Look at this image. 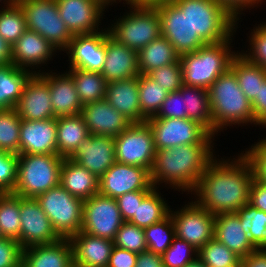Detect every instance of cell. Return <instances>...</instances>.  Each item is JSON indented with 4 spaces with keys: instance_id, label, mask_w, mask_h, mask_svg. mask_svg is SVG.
I'll return each mask as SVG.
<instances>
[{
    "instance_id": "cell-17",
    "label": "cell",
    "mask_w": 266,
    "mask_h": 267,
    "mask_svg": "<svg viewBox=\"0 0 266 267\" xmlns=\"http://www.w3.org/2000/svg\"><path fill=\"white\" fill-rule=\"evenodd\" d=\"M108 35V28L96 33L74 35L64 50L68 51L69 68L101 73L106 57L105 38Z\"/></svg>"
},
{
    "instance_id": "cell-53",
    "label": "cell",
    "mask_w": 266,
    "mask_h": 267,
    "mask_svg": "<svg viewBox=\"0 0 266 267\" xmlns=\"http://www.w3.org/2000/svg\"><path fill=\"white\" fill-rule=\"evenodd\" d=\"M150 191L151 190H136L116 198L118 208L124 221H129L133 217L138 208V203H140Z\"/></svg>"
},
{
    "instance_id": "cell-8",
    "label": "cell",
    "mask_w": 266,
    "mask_h": 267,
    "mask_svg": "<svg viewBox=\"0 0 266 267\" xmlns=\"http://www.w3.org/2000/svg\"><path fill=\"white\" fill-rule=\"evenodd\" d=\"M21 7L27 29L48 40L57 50L67 48L73 38L61 19L55 0H16Z\"/></svg>"
},
{
    "instance_id": "cell-52",
    "label": "cell",
    "mask_w": 266,
    "mask_h": 267,
    "mask_svg": "<svg viewBox=\"0 0 266 267\" xmlns=\"http://www.w3.org/2000/svg\"><path fill=\"white\" fill-rule=\"evenodd\" d=\"M22 247L17 240L0 239V267H21Z\"/></svg>"
},
{
    "instance_id": "cell-12",
    "label": "cell",
    "mask_w": 266,
    "mask_h": 267,
    "mask_svg": "<svg viewBox=\"0 0 266 267\" xmlns=\"http://www.w3.org/2000/svg\"><path fill=\"white\" fill-rule=\"evenodd\" d=\"M123 222L116 199L97 193L84 200L82 232L114 240Z\"/></svg>"
},
{
    "instance_id": "cell-3",
    "label": "cell",
    "mask_w": 266,
    "mask_h": 267,
    "mask_svg": "<svg viewBox=\"0 0 266 267\" xmlns=\"http://www.w3.org/2000/svg\"><path fill=\"white\" fill-rule=\"evenodd\" d=\"M208 92L213 135L227 126L254 124L251 102L242 92L237 77L230 68L217 78Z\"/></svg>"
},
{
    "instance_id": "cell-14",
    "label": "cell",
    "mask_w": 266,
    "mask_h": 267,
    "mask_svg": "<svg viewBox=\"0 0 266 267\" xmlns=\"http://www.w3.org/2000/svg\"><path fill=\"white\" fill-rule=\"evenodd\" d=\"M159 14L161 36L165 37L181 56L206 45L191 29V23L172 1L154 6Z\"/></svg>"
},
{
    "instance_id": "cell-66",
    "label": "cell",
    "mask_w": 266,
    "mask_h": 267,
    "mask_svg": "<svg viewBox=\"0 0 266 267\" xmlns=\"http://www.w3.org/2000/svg\"><path fill=\"white\" fill-rule=\"evenodd\" d=\"M68 267H79V266L76 265L74 262H72Z\"/></svg>"
},
{
    "instance_id": "cell-47",
    "label": "cell",
    "mask_w": 266,
    "mask_h": 267,
    "mask_svg": "<svg viewBox=\"0 0 266 267\" xmlns=\"http://www.w3.org/2000/svg\"><path fill=\"white\" fill-rule=\"evenodd\" d=\"M194 254V256H192ZM198 250L188 242L175 237L162 254L164 267H184L197 257Z\"/></svg>"
},
{
    "instance_id": "cell-35",
    "label": "cell",
    "mask_w": 266,
    "mask_h": 267,
    "mask_svg": "<svg viewBox=\"0 0 266 267\" xmlns=\"http://www.w3.org/2000/svg\"><path fill=\"white\" fill-rule=\"evenodd\" d=\"M179 92L182 94L187 118L197 121L213 134L209 92L201 87L183 85Z\"/></svg>"
},
{
    "instance_id": "cell-41",
    "label": "cell",
    "mask_w": 266,
    "mask_h": 267,
    "mask_svg": "<svg viewBox=\"0 0 266 267\" xmlns=\"http://www.w3.org/2000/svg\"><path fill=\"white\" fill-rule=\"evenodd\" d=\"M27 30L24 13L15 2L0 10V36L11 46Z\"/></svg>"
},
{
    "instance_id": "cell-4",
    "label": "cell",
    "mask_w": 266,
    "mask_h": 267,
    "mask_svg": "<svg viewBox=\"0 0 266 267\" xmlns=\"http://www.w3.org/2000/svg\"><path fill=\"white\" fill-rule=\"evenodd\" d=\"M171 1L188 16L192 31L205 44L221 43L234 36L240 19L216 0Z\"/></svg>"
},
{
    "instance_id": "cell-46",
    "label": "cell",
    "mask_w": 266,
    "mask_h": 267,
    "mask_svg": "<svg viewBox=\"0 0 266 267\" xmlns=\"http://www.w3.org/2000/svg\"><path fill=\"white\" fill-rule=\"evenodd\" d=\"M147 76L168 93L179 91L184 85L180 59L175 63L150 71Z\"/></svg>"
},
{
    "instance_id": "cell-54",
    "label": "cell",
    "mask_w": 266,
    "mask_h": 267,
    "mask_svg": "<svg viewBox=\"0 0 266 267\" xmlns=\"http://www.w3.org/2000/svg\"><path fill=\"white\" fill-rule=\"evenodd\" d=\"M137 256L135 252L114 246L107 267H135Z\"/></svg>"
},
{
    "instance_id": "cell-33",
    "label": "cell",
    "mask_w": 266,
    "mask_h": 267,
    "mask_svg": "<svg viewBox=\"0 0 266 267\" xmlns=\"http://www.w3.org/2000/svg\"><path fill=\"white\" fill-rule=\"evenodd\" d=\"M180 59L174 46L163 36L151 41L138 51V67L141 74L170 65Z\"/></svg>"
},
{
    "instance_id": "cell-34",
    "label": "cell",
    "mask_w": 266,
    "mask_h": 267,
    "mask_svg": "<svg viewBox=\"0 0 266 267\" xmlns=\"http://www.w3.org/2000/svg\"><path fill=\"white\" fill-rule=\"evenodd\" d=\"M230 69L235 73L242 92L252 102L258 97L261 83L266 79V69L251 63L238 51L231 61Z\"/></svg>"
},
{
    "instance_id": "cell-50",
    "label": "cell",
    "mask_w": 266,
    "mask_h": 267,
    "mask_svg": "<svg viewBox=\"0 0 266 267\" xmlns=\"http://www.w3.org/2000/svg\"><path fill=\"white\" fill-rule=\"evenodd\" d=\"M243 154L251 163L254 178L266 185V137L256 144L252 145L249 150L243 151Z\"/></svg>"
},
{
    "instance_id": "cell-31",
    "label": "cell",
    "mask_w": 266,
    "mask_h": 267,
    "mask_svg": "<svg viewBox=\"0 0 266 267\" xmlns=\"http://www.w3.org/2000/svg\"><path fill=\"white\" fill-rule=\"evenodd\" d=\"M57 154L69 158L83 140L90 135L81 114L56 117Z\"/></svg>"
},
{
    "instance_id": "cell-37",
    "label": "cell",
    "mask_w": 266,
    "mask_h": 267,
    "mask_svg": "<svg viewBox=\"0 0 266 267\" xmlns=\"http://www.w3.org/2000/svg\"><path fill=\"white\" fill-rule=\"evenodd\" d=\"M154 187L140 203L133 217L128 221L141 228L149 227L150 225L164 219L170 211V206L164 201L159 192Z\"/></svg>"
},
{
    "instance_id": "cell-29",
    "label": "cell",
    "mask_w": 266,
    "mask_h": 267,
    "mask_svg": "<svg viewBox=\"0 0 266 267\" xmlns=\"http://www.w3.org/2000/svg\"><path fill=\"white\" fill-rule=\"evenodd\" d=\"M214 238L241 259L257 250L242 228L240 217L236 213L215 215Z\"/></svg>"
},
{
    "instance_id": "cell-26",
    "label": "cell",
    "mask_w": 266,
    "mask_h": 267,
    "mask_svg": "<svg viewBox=\"0 0 266 267\" xmlns=\"http://www.w3.org/2000/svg\"><path fill=\"white\" fill-rule=\"evenodd\" d=\"M37 73L49 86L52 108L55 117L76 115L81 113L82 102L77 94L72 77L64 74L42 72ZM51 73V74H50ZM56 74V75H55Z\"/></svg>"
},
{
    "instance_id": "cell-42",
    "label": "cell",
    "mask_w": 266,
    "mask_h": 267,
    "mask_svg": "<svg viewBox=\"0 0 266 267\" xmlns=\"http://www.w3.org/2000/svg\"><path fill=\"white\" fill-rule=\"evenodd\" d=\"M147 250L163 254L175 238V229L170 214L164 219L144 228Z\"/></svg>"
},
{
    "instance_id": "cell-23",
    "label": "cell",
    "mask_w": 266,
    "mask_h": 267,
    "mask_svg": "<svg viewBox=\"0 0 266 267\" xmlns=\"http://www.w3.org/2000/svg\"><path fill=\"white\" fill-rule=\"evenodd\" d=\"M56 51L57 49L48 40L27 29L11 46V61L16 67L28 71H31L29 68L33 66L32 73L37 74L38 72L33 71L34 67L46 64Z\"/></svg>"
},
{
    "instance_id": "cell-48",
    "label": "cell",
    "mask_w": 266,
    "mask_h": 267,
    "mask_svg": "<svg viewBox=\"0 0 266 267\" xmlns=\"http://www.w3.org/2000/svg\"><path fill=\"white\" fill-rule=\"evenodd\" d=\"M260 25L258 27L255 26L256 28L251 32V38L249 36V45H251L250 52L246 51L243 53L241 51V55L251 63L266 69V23H260ZM247 52L249 53L247 54Z\"/></svg>"
},
{
    "instance_id": "cell-59",
    "label": "cell",
    "mask_w": 266,
    "mask_h": 267,
    "mask_svg": "<svg viewBox=\"0 0 266 267\" xmlns=\"http://www.w3.org/2000/svg\"><path fill=\"white\" fill-rule=\"evenodd\" d=\"M240 267H266V250H255L241 259Z\"/></svg>"
},
{
    "instance_id": "cell-61",
    "label": "cell",
    "mask_w": 266,
    "mask_h": 267,
    "mask_svg": "<svg viewBox=\"0 0 266 267\" xmlns=\"http://www.w3.org/2000/svg\"><path fill=\"white\" fill-rule=\"evenodd\" d=\"M129 6H155L163 2H169L171 0H124Z\"/></svg>"
},
{
    "instance_id": "cell-58",
    "label": "cell",
    "mask_w": 266,
    "mask_h": 267,
    "mask_svg": "<svg viewBox=\"0 0 266 267\" xmlns=\"http://www.w3.org/2000/svg\"><path fill=\"white\" fill-rule=\"evenodd\" d=\"M135 267H164L162 255L149 250L138 254Z\"/></svg>"
},
{
    "instance_id": "cell-22",
    "label": "cell",
    "mask_w": 266,
    "mask_h": 267,
    "mask_svg": "<svg viewBox=\"0 0 266 267\" xmlns=\"http://www.w3.org/2000/svg\"><path fill=\"white\" fill-rule=\"evenodd\" d=\"M19 154H57L56 118L22 120Z\"/></svg>"
},
{
    "instance_id": "cell-21",
    "label": "cell",
    "mask_w": 266,
    "mask_h": 267,
    "mask_svg": "<svg viewBox=\"0 0 266 267\" xmlns=\"http://www.w3.org/2000/svg\"><path fill=\"white\" fill-rule=\"evenodd\" d=\"M80 114L92 135L116 137L132 124L106 99L83 105Z\"/></svg>"
},
{
    "instance_id": "cell-27",
    "label": "cell",
    "mask_w": 266,
    "mask_h": 267,
    "mask_svg": "<svg viewBox=\"0 0 266 267\" xmlns=\"http://www.w3.org/2000/svg\"><path fill=\"white\" fill-rule=\"evenodd\" d=\"M73 262L69 238L22 249L21 267H68Z\"/></svg>"
},
{
    "instance_id": "cell-15",
    "label": "cell",
    "mask_w": 266,
    "mask_h": 267,
    "mask_svg": "<svg viewBox=\"0 0 266 267\" xmlns=\"http://www.w3.org/2000/svg\"><path fill=\"white\" fill-rule=\"evenodd\" d=\"M20 219V236L17 241L22 249L61 239L36 198L20 196Z\"/></svg>"
},
{
    "instance_id": "cell-24",
    "label": "cell",
    "mask_w": 266,
    "mask_h": 267,
    "mask_svg": "<svg viewBox=\"0 0 266 267\" xmlns=\"http://www.w3.org/2000/svg\"><path fill=\"white\" fill-rule=\"evenodd\" d=\"M106 57L101 74L109 83L135 78L141 73L138 67V51L118 43L108 35L105 38Z\"/></svg>"
},
{
    "instance_id": "cell-51",
    "label": "cell",
    "mask_w": 266,
    "mask_h": 267,
    "mask_svg": "<svg viewBox=\"0 0 266 267\" xmlns=\"http://www.w3.org/2000/svg\"><path fill=\"white\" fill-rule=\"evenodd\" d=\"M184 99L179 91L169 93L157 114L151 118H187Z\"/></svg>"
},
{
    "instance_id": "cell-7",
    "label": "cell",
    "mask_w": 266,
    "mask_h": 267,
    "mask_svg": "<svg viewBox=\"0 0 266 267\" xmlns=\"http://www.w3.org/2000/svg\"><path fill=\"white\" fill-rule=\"evenodd\" d=\"M130 12L108 28L118 43L136 51L161 36L160 19L154 6H130Z\"/></svg>"
},
{
    "instance_id": "cell-39",
    "label": "cell",
    "mask_w": 266,
    "mask_h": 267,
    "mask_svg": "<svg viewBox=\"0 0 266 267\" xmlns=\"http://www.w3.org/2000/svg\"><path fill=\"white\" fill-rule=\"evenodd\" d=\"M138 90L141 115L147 120L157 114L169 93L146 74L138 76Z\"/></svg>"
},
{
    "instance_id": "cell-64",
    "label": "cell",
    "mask_w": 266,
    "mask_h": 267,
    "mask_svg": "<svg viewBox=\"0 0 266 267\" xmlns=\"http://www.w3.org/2000/svg\"><path fill=\"white\" fill-rule=\"evenodd\" d=\"M104 6L112 5L114 2L116 3V0H99ZM119 1V0H118ZM120 0L119 2H121ZM124 1V0H123ZM113 2V3H112ZM111 3V4H110Z\"/></svg>"
},
{
    "instance_id": "cell-13",
    "label": "cell",
    "mask_w": 266,
    "mask_h": 267,
    "mask_svg": "<svg viewBox=\"0 0 266 267\" xmlns=\"http://www.w3.org/2000/svg\"><path fill=\"white\" fill-rule=\"evenodd\" d=\"M169 214L175 229V237L184 240L199 250L214 238L215 215L200 207L195 201L186 204L180 211Z\"/></svg>"
},
{
    "instance_id": "cell-11",
    "label": "cell",
    "mask_w": 266,
    "mask_h": 267,
    "mask_svg": "<svg viewBox=\"0 0 266 267\" xmlns=\"http://www.w3.org/2000/svg\"><path fill=\"white\" fill-rule=\"evenodd\" d=\"M116 162L140 166L151 171L155 159L152 130L147 122L132 123L114 137Z\"/></svg>"
},
{
    "instance_id": "cell-32",
    "label": "cell",
    "mask_w": 266,
    "mask_h": 267,
    "mask_svg": "<svg viewBox=\"0 0 266 267\" xmlns=\"http://www.w3.org/2000/svg\"><path fill=\"white\" fill-rule=\"evenodd\" d=\"M32 71L14 64L0 65V109L15 108Z\"/></svg>"
},
{
    "instance_id": "cell-25",
    "label": "cell",
    "mask_w": 266,
    "mask_h": 267,
    "mask_svg": "<svg viewBox=\"0 0 266 267\" xmlns=\"http://www.w3.org/2000/svg\"><path fill=\"white\" fill-rule=\"evenodd\" d=\"M73 262L79 267H107L113 240L78 232L70 238Z\"/></svg>"
},
{
    "instance_id": "cell-5",
    "label": "cell",
    "mask_w": 266,
    "mask_h": 267,
    "mask_svg": "<svg viewBox=\"0 0 266 267\" xmlns=\"http://www.w3.org/2000/svg\"><path fill=\"white\" fill-rule=\"evenodd\" d=\"M231 42L232 38L221 43L206 44L194 52L181 55L183 84L208 90L230 68L237 54L231 51Z\"/></svg>"
},
{
    "instance_id": "cell-28",
    "label": "cell",
    "mask_w": 266,
    "mask_h": 267,
    "mask_svg": "<svg viewBox=\"0 0 266 267\" xmlns=\"http://www.w3.org/2000/svg\"><path fill=\"white\" fill-rule=\"evenodd\" d=\"M105 99L132 123L146 122L141 115L138 77L109 82Z\"/></svg>"
},
{
    "instance_id": "cell-6",
    "label": "cell",
    "mask_w": 266,
    "mask_h": 267,
    "mask_svg": "<svg viewBox=\"0 0 266 267\" xmlns=\"http://www.w3.org/2000/svg\"><path fill=\"white\" fill-rule=\"evenodd\" d=\"M17 158L14 194L36 198L60 184L63 157L58 154H19Z\"/></svg>"
},
{
    "instance_id": "cell-45",
    "label": "cell",
    "mask_w": 266,
    "mask_h": 267,
    "mask_svg": "<svg viewBox=\"0 0 266 267\" xmlns=\"http://www.w3.org/2000/svg\"><path fill=\"white\" fill-rule=\"evenodd\" d=\"M113 242L114 246L137 254L147 250L144 228L128 221L122 223Z\"/></svg>"
},
{
    "instance_id": "cell-43",
    "label": "cell",
    "mask_w": 266,
    "mask_h": 267,
    "mask_svg": "<svg viewBox=\"0 0 266 267\" xmlns=\"http://www.w3.org/2000/svg\"><path fill=\"white\" fill-rule=\"evenodd\" d=\"M197 256L206 266L240 267L241 258L215 238L198 250Z\"/></svg>"
},
{
    "instance_id": "cell-36",
    "label": "cell",
    "mask_w": 266,
    "mask_h": 267,
    "mask_svg": "<svg viewBox=\"0 0 266 267\" xmlns=\"http://www.w3.org/2000/svg\"><path fill=\"white\" fill-rule=\"evenodd\" d=\"M77 94L83 105L105 99L108 82L100 72L69 69Z\"/></svg>"
},
{
    "instance_id": "cell-57",
    "label": "cell",
    "mask_w": 266,
    "mask_h": 267,
    "mask_svg": "<svg viewBox=\"0 0 266 267\" xmlns=\"http://www.w3.org/2000/svg\"><path fill=\"white\" fill-rule=\"evenodd\" d=\"M219 4L226 7L237 19L243 10L251 8L253 5L261 4L262 0H216ZM256 4V5H255ZM239 14V15H238Z\"/></svg>"
},
{
    "instance_id": "cell-10",
    "label": "cell",
    "mask_w": 266,
    "mask_h": 267,
    "mask_svg": "<svg viewBox=\"0 0 266 267\" xmlns=\"http://www.w3.org/2000/svg\"><path fill=\"white\" fill-rule=\"evenodd\" d=\"M146 122L152 130L156 150L186 144L213 143L215 136L203 125L188 118H148Z\"/></svg>"
},
{
    "instance_id": "cell-49",
    "label": "cell",
    "mask_w": 266,
    "mask_h": 267,
    "mask_svg": "<svg viewBox=\"0 0 266 267\" xmlns=\"http://www.w3.org/2000/svg\"><path fill=\"white\" fill-rule=\"evenodd\" d=\"M17 155L0 149V193L13 192L17 182Z\"/></svg>"
},
{
    "instance_id": "cell-19",
    "label": "cell",
    "mask_w": 266,
    "mask_h": 267,
    "mask_svg": "<svg viewBox=\"0 0 266 267\" xmlns=\"http://www.w3.org/2000/svg\"><path fill=\"white\" fill-rule=\"evenodd\" d=\"M69 159L100 178L116 162L114 137L90 134Z\"/></svg>"
},
{
    "instance_id": "cell-16",
    "label": "cell",
    "mask_w": 266,
    "mask_h": 267,
    "mask_svg": "<svg viewBox=\"0 0 266 267\" xmlns=\"http://www.w3.org/2000/svg\"><path fill=\"white\" fill-rule=\"evenodd\" d=\"M153 188L148 169L115 162L99 178L98 193L116 199L128 192Z\"/></svg>"
},
{
    "instance_id": "cell-30",
    "label": "cell",
    "mask_w": 266,
    "mask_h": 267,
    "mask_svg": "<svg viewBox=\"0 0 266 267\" xmlns=\"http://www.w3.org/2000/svg\"><path fill=\"white\" fill-rule=\"evenodd\" d=\"M60 185L83 201L99 192V178L69 158L62 162Z\"/></svg>"
},
{
    "instance_id": "cell-2",
    "label": "cell",
    "mask_w": 266,
    "mask_h": 267,
    "mask_svg": "<svg viewBox=\"0 0 266 267\" xmlns=\"http://www.w3.org/2000/svg\"><path fill=\"white\" fill-rule=\"evenodd\" d=\"M214 143L186 144L156 150L150 179L157 184H169L178 191H194L207 165L215 158Z\"/></svg>"
},
{
    "instance_id": "cell-18",
    "label": "cell",
    "mask_w": 266,
    "mask_h": 267,
    "mask_svg": "<svg viewBox=\"0 0 266 267\" xmlns=\"http://www.w3.org/2000/svg\"><path fill=\"white\" fill-rule=\"evenodd\" d=\"M55 1L61 19L73 35L98 32L100 18L106 7L99 0Z\"/></svg>"
},
{
    "instance_id": "cell-38",
    "label": "cell",
    "mask_w": 266,
    "mask_h": 267,
    "mask_svg": "<svg viewBox=\"0 0 266 267\" xmlns=\"http://www.w3.org/2000/svg\"><path fill=\"white\" fill-rule=\"evenodd\" d=\"M20 223V196L13 192L0 193V233L2 237L18 240Z\"/></svg>"
},
{
    "instance_id": "cell-1",
    "label": "cell",
    "mask_w": 266,
    "mask_h": 267,
    "mask_svg": "<svg viewBox=\"0 0 266 267\" xmlns=\"http://www.w3.org/2000/svg\"><path fill=\"white\" fill-rule=\"evenodd\" d=\"M218 160V161H217ZM207 165L194 189L196 203L213 215L235 213L249 203L254 172L241 153L237 159H217Z\"/></svg>"
},
{
    "instance_id": "cell-56",
    "label": "cell",
    "mask_w": 266,
    "mask_h": 267,
    "mask_svg": "<svg viewBox=\"0 0 266 267\" xmlns=\"http://www.w3.org/2000/svg\"><path fill=\"white\" fill-rule=\"evenodd\" d=\"M249 204L266 213V185L255 178L250 187Z\"/></svg>"
},
{
    "instance_id": "cell-65",
    "label": "cell",
    "mask_w": 266,
    "mask_h": 267,
    "mask_svg": "<svg viewBox=\"0 0 266 267\" xmlns=\"http://www.w3.org/2000/svg\"><path fill=\"white\" fill-rule=\"evenodd\" d=\"M2 0H0V2H1ZM3 2H5L4 4V7L5 6H10V5H13L15 2H16V0H4ZM7 4V5H6Z\"/></svg>"
},
{
    "instance_id": "cell-20",
    "label": "cell",
    "mask_w": 266,
    "mask_h": 267,
    "mask_svg": "<svg viewBox=\"0 0 266 267\" xmlns=\"http://www.w3.org/2000/svg\"><path fill=\"white\" fill-rule=\"evenodd\" d=\"M14 109L22 120L56 118L53 113L49 86L38 74H33L28 79Z\"/></svg>"
},
{
    "instance_id": "cell-60",
    "label": "cell",
    "mask_w": 266,
    "mask_h": 267,
    "mask_svg": "<svg viewBox=\"0 0 266 267\" xmlns=\"http://www.w3.org/2000/svg\"><path fill=\"white\" fill-rule=\"evenodd\" d=\"M12 64L11 45L0 36V65Z\"/></svg>"
},
{
    "instance_id": "cell-63",
    "label": "cell",
    "mask_w": 266,
    "mask_h": 267,
    "mask_svg": "<svg viewBox=\"0 0 266 267\" xmlns=\"http://www.w3.org/2000/svg\"><path fill=\"white\" fill-rule=\"evenodd\" d=\"M257 250H266V229L263 232V239L256 245Z\"/></svg>"
},
{
    "instance_id": "cell-9",
    "label": "cell",
    "mask_w": 266,
    "mask_h": 267,
    "mask_svg": "<svg viewBox=\"0 0 266 267\" xmlns=\"http://www.w3.org/2000/svg\"><path fill=\"white\" fill-rule=\"evenodd\" d=\"M56 233L70 238L82 229L83 200L71 195L60 184L36 197Z\"/></svg>"
},
{
    "instance_id": "cell-44",
    "label": "cell",
    "mask_w": 266,
    "mask_h": 267,
    "mask_svg": "<svg viewBox=\"0 0 266 267\" xmlns=\"http://www.w3.org/2000/svg\"><path fill=\"white\" fill-rule=\"evenodd\" d=\"M235 213L240 217L245 233L249 235L251 242L256 246L263 239V232L266 229V213L249 203Z\"/></svg>"
},
{
    "instance_id": "cell-40",
    "label": "cell",
    "mask_w": 266,
    "mask_h": 267,
    "mask_svg": "<svg viewBox=\"0 0 266 267\" xmlns=\"http://www.w3.org/2000/svg\"><path fill=\"white\" fill-rule=\"evenodd\" d=\"M22 119L14 108L0 109V149L19 155Z\"/></svg>"
},
{
    "instance_id": "cell-55",
    "label": "cell",
    "mask_w": 266,
    "mask_h": 267,
    "mask_svg": "<svg viewBox=\"0 0 266 267\" xmlns=\"http://www.w3.org/2000/svg\"><path fill=\"white\" fill-rule=\"evenodd\" d=\"M252 110L254 114V124L266 126V79L261 83L258 90V97L252 102Z\"/></svg>"
},
{
    "instance_id": "cell-62",
    "label": "cell",
    "mask_w": 266,
    "mask_h": 267,
    "mask_svg": "<svg viewBox=\"0 0 266 267\" xmlns=\"http://www.w3.org/2000/svg\"><path fill=\"white\" fill-rule=\"evenodd\" d=\"M184 267H206L205 263L197 256L195 259L188 264H186Z\"/></svg>"
}]
</instances>
